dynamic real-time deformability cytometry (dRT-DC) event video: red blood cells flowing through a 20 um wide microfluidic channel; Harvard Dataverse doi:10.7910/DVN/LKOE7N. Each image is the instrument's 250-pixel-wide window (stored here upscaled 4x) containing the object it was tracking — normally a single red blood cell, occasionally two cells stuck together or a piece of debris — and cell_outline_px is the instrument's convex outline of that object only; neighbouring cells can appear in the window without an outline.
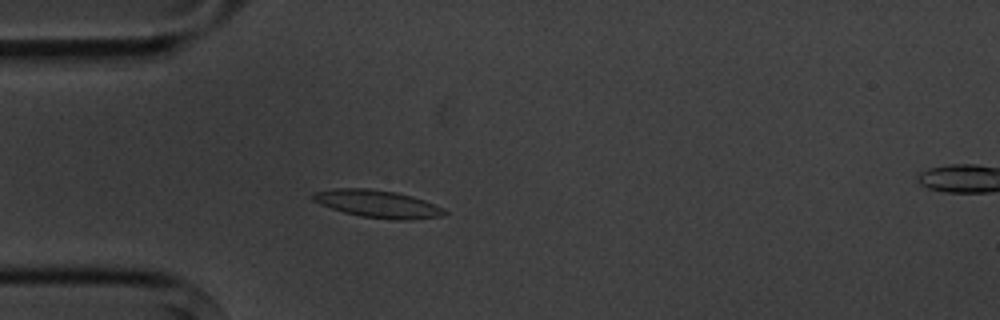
{"species": "common noctule bat (a hibernating species)", "species_latin": "Nyctalus noctula", "temperature_condition": "cold", "stored_images_in_passage": 5, "camera_frame_rate_fps": 3000, "um_per_image_px": 0.085, "animal": {"sex": "male", "body_mass_g": 20.1, "forearm_length_mm": 53.5}, "frame": {"image": 1, "passage_image": 4, "time_ms": 3.333, "image_size_px": [1000, 320], "cell_outline_px": [[448, 212], [440, 216], [412, 220], [396, 220], [360, 216], [344, 212], [320, 204], [312, 200], [312, 196], [316, 192], [336, 188], [368, 188], [396, 192], [412, 196], [424, 200], [444, 208]], "centroid_in_image_um": [32.12, 17.33], "position_along_channel_um": 52.9, "area_um2": 20.98}}